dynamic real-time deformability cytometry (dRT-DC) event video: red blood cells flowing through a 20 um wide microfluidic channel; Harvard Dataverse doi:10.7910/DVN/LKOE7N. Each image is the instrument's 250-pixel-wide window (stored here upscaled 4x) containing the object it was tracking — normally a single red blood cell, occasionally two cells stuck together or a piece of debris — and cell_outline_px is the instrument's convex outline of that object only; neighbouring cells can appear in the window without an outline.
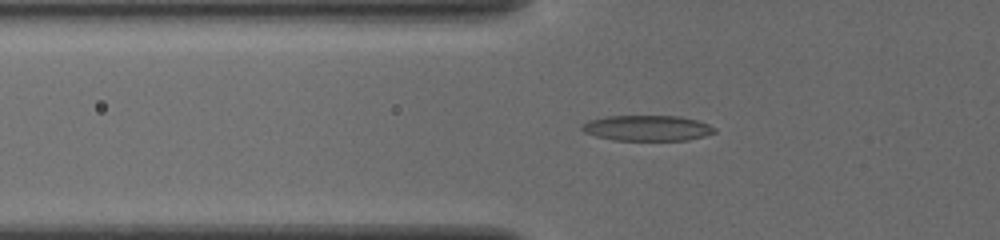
{"species": "common noctule bat (a hibernating species)", "species_latin": "Nyctalus noctula", "temperature_condition": "cold", "stored_images_in_passage": 37, "camera_frame_rate_fps": 3000, "um_per_image_px": 0.085, "animal": {"sex": "female", "body_mass_g": 19.5, "forearm_length_mm": 54.1}, "frame": {"image": 1, "passage_image": 3, "time_ms": 0.667, "image_size_px": [1000, 240], "cell_outline_px": [[716, 132], [704, 136], [688, 140], [612, 140], [596, 136], [584, 132], [580, 128], [580, 124], [588, 120], [608, 116], [680, 116], [696, 120], [708, 124], [716, 128]], "centroid_in_image_um": [54.99, 10.88], "position_along_channel_um": 70.8, "area_um2": 19.83}}
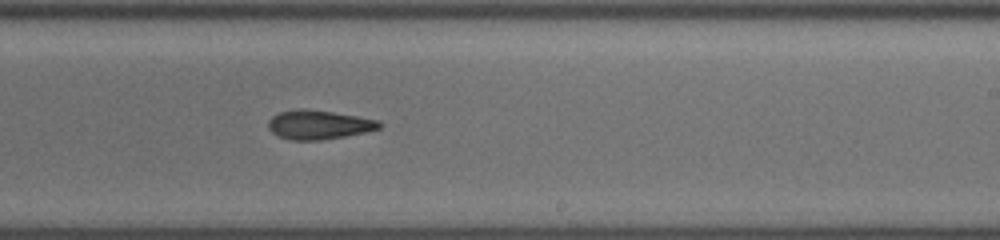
{"frame": {"image": 2, "passage_image": 18, "time_ms": 5.667, "image_size_px": [1000, 240], "cell_outline_px": [[384, 124], [380, 128], [364, 132], [344, 136], [320, 140], [288, 140], [276, 136], [268, 128], [268, 120], [272, 116], [280, 112], [300, 108], [304, 108], [332, 112], [380, 120]], "centroid_in_image_um": [27.07, 10.6], "position_along_channel_um": 261.9, "area_um2": 18.9}}
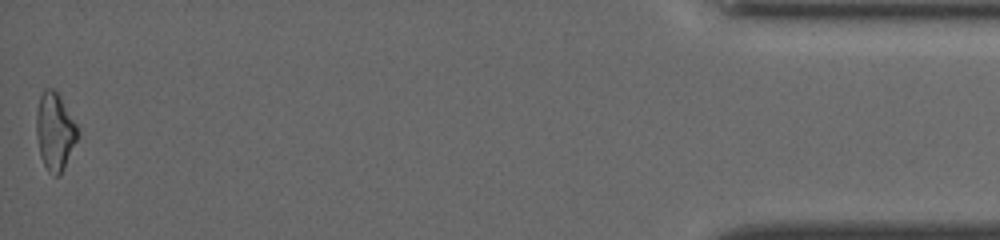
{"frame": {"image": 3, "passage_image": 37, "time_ms": 12.0, "image_size_px": [1000, 240], "cell_outline_px": [[76, 140], [64, 168], [60, 176], [56, 176], [48, 172], [40, 156], [36, 136], [36, 112], [40, 96], [44, 88], [52, 88], [60, 96], [76, 124]], "centroid_in_image_um": [4.62, 11.18], "position_along_channel_um": 430.6, "area_um2": 18.38}, "authors_computed_cell_mechanics": {"area_um2": 18.785, "velocity_mm_per_s": 3.8864, "shape_relaxation_time_tau1_ms": null, "shape_relaxation_time_tau2_ms": 4.332, "deformation_change_tau1": null, "deformation_change_tau2": 0.138}}